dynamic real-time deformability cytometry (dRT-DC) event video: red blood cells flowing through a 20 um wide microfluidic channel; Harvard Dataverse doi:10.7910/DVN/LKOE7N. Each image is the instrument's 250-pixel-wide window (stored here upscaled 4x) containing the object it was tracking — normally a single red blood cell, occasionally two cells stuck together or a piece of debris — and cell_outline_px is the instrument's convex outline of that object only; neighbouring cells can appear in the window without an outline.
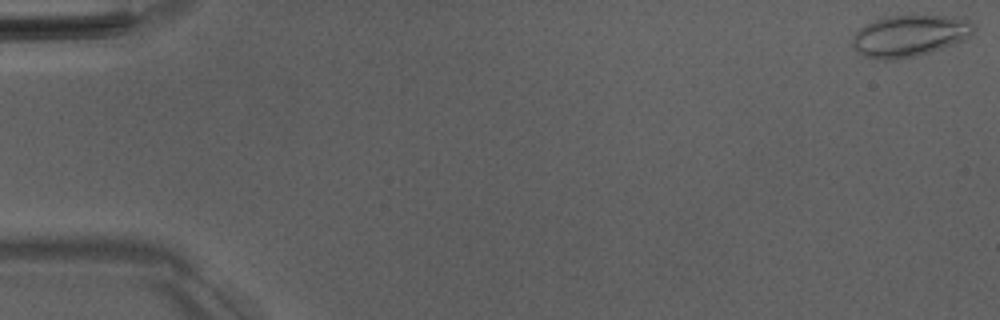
{"species": "Egyptian fruit bat (a non-hibernating species)", "species_latin": "Rousettus aegyptiacus", "temperature_condition": "room temperature", "stored_images_in_passage": 52, "camera_frame_rate_fps": 3000, "um_per_image_px": 0.085, "animal": {"sex": "male"}, "frame": {"image": 1, "passage_image": 1, "time_ms": 0.0, "image_size_px": [1000, 320], "cell_outline_px": [[976, 28], [964, 40], [928, 52], [912, 56], [888, 60], [884, 60], [864, 56], [856, 52], [852, 44], [852, 40], [856, 32], [860, 28], [876, 20], [888, 16], [964, 16], [972, 20], [976, 24]], "centroid_in_image_um": [77.36, 3.02], "position_along_channel_um": 7.6, "area_um2": 29.13}}
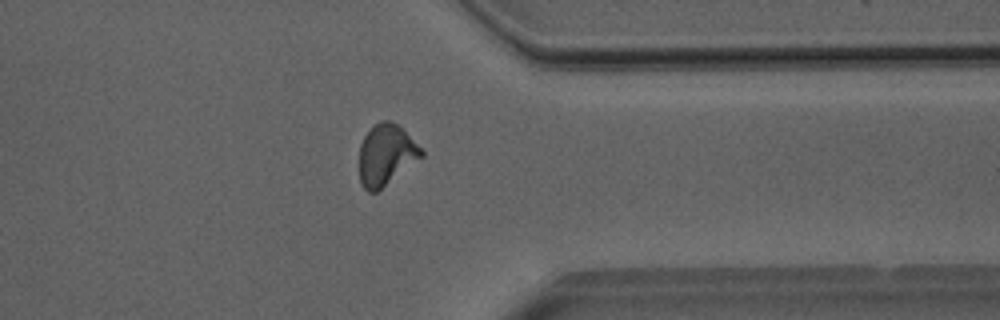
{"frame": {"image": 2, "passage_image": 41, "time_ms": 13.333, "image_size_px": [1000, 320], "cell_outline_px": [[424, 156], [376, 192], [368, 192], [364, 188], [360, 180], [360, 144], [364, 136], [380, 120], [392, 120], [404, 128], [424, 152]], "centroid_in_image_um": [32.84, 13.13], "position_along_channel_um": 378.6, "area_um2": 22.02}}
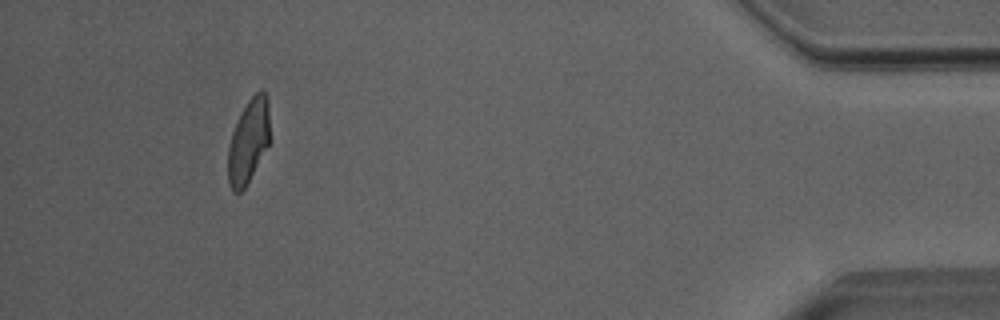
{"frame": {"image": 3, "passage_image": 48, "time_ms": 15.667, "image_size_px": [1000, 320], "cell_outline_px": [[268, 144], [244, 188], [240, 192], [232, 192], [228, 180], [228, 148], [232, 132], [240, 112], [248, 100], [256, 92], [264, 92], [268, 100]], "centroid_in_image_um": [21.08, 12.0], "position_along_channel_um": 414.1, "area_um2": 19.88}, "authors_computed_cell_mechanics": {"area_um2": 21.8484, "velocity_mm_per_s": 4.02, "shape_relaxation_time_tau1_ms": 4.5343, "shape_relaxation_time_tau2_ms": 1.2123, "deformation_change_tau1": 0.1662, "deformation_change_tau2": 0.0848}}